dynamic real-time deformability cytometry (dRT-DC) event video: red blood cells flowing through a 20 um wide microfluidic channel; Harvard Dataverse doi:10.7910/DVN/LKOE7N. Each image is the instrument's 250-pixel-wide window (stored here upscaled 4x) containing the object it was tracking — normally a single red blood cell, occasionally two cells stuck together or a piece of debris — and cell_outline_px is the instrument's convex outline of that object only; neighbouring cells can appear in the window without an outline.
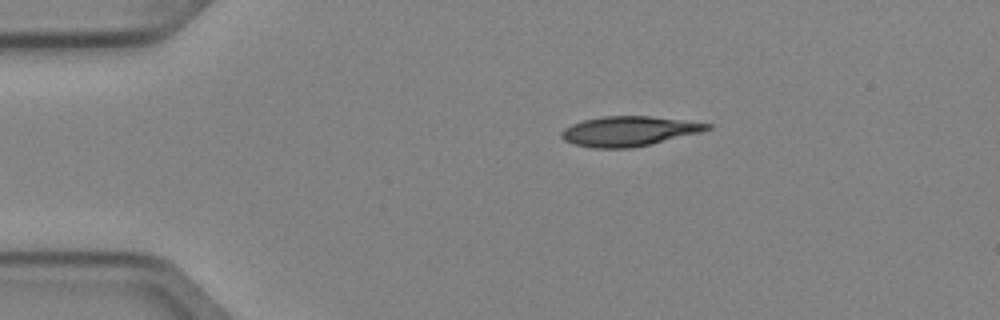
{"species": "Egyptian fruit bat (a non-hibernating species)", "species_latin": "Rousettus aegyptiacus", "temperature_condition": "cold", "stored_images_in_passage": 3, "camera_frame_rate_fps": 3000, "um_per_image_px": 0.085, "animal": {"sex": "female"}, "frame": {"image": 1, "passage_image": 1, "time_ms": 0.0, "image_size_px": [1000, 320], "cell_outline_px": [[712, 128], [700, 132], [652, 144], [632, 148], [592, 148], [572, 144], [564, 140], [560, 136], [560, 132], [564, 128], [572, 124], [584, 120], [604, 116], [648, 116], [684, 120], [712, 124]], "centroid_in_image_um": [53.43, 11.16], "position_along_channel_um": 31.6, "area_um2": 25.37}}